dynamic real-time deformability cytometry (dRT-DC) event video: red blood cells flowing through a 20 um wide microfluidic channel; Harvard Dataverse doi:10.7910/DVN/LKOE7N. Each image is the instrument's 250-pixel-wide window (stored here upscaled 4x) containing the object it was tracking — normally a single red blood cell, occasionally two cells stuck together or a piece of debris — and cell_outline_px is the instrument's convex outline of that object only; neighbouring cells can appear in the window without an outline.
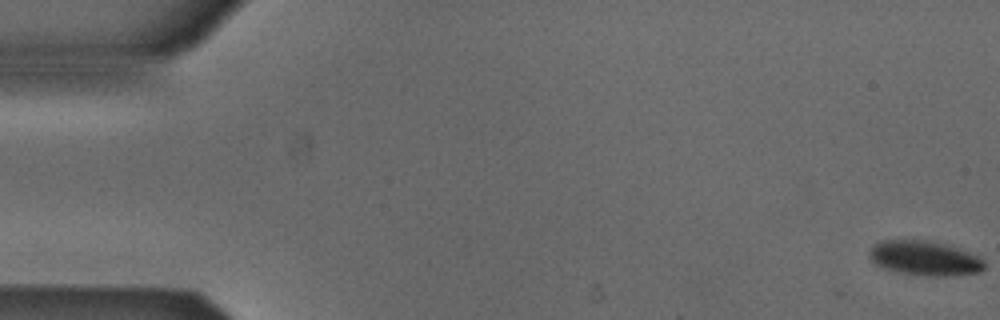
{"species": "Egyptian fruit bat (a non-hibernating species)", "species_latin": "Rousettus aegyptiacus", "temperature_condition": "cold", "stored_images_in_passage": 3, "camera_frame_rate_fps": 3000, "um_per_image_px": 0.085, "animal": {"sex": "male"}, "frame": {"image": 1, "passage_image": 1, "time_ms": 0.0, "image_size_px": [1000, 320], "cell_outline_px": [[984, 268], [980, 272], [948, 276], [924, 276], [900, 272], [884, 268], [876, 264], [868, 256], [868, 252], [872, 244], [880, 240], [932, 240], [968, 252], [984, 260]], "centroid_in_image_um": [78.55, 21.94], "position_along_channel_um": 6.5, "area_um2": 23.24}}